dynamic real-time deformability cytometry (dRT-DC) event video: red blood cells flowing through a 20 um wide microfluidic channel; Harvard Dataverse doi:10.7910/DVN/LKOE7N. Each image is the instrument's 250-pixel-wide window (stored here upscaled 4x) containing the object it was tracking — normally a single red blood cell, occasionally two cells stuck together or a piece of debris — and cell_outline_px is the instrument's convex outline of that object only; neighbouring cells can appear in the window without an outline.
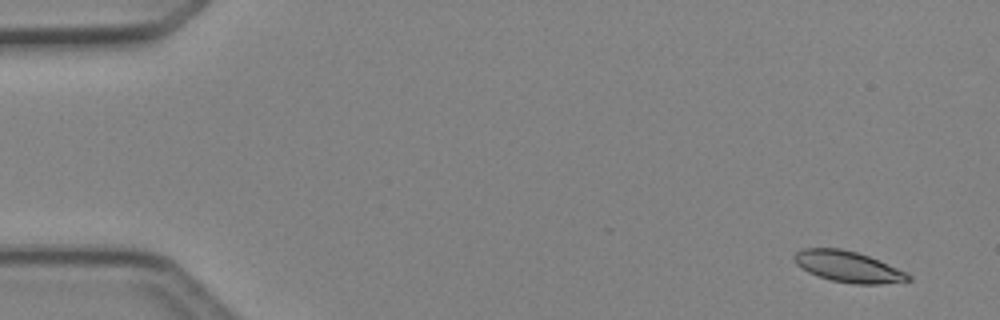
{"species": "Egyptian fruit bat (a non-hibernating species)", "species_latin": "Rousettus aegyptiacus", "temperature_condition": "cold", "stored_images_in_passage": 49, "camera_frame_rate_fps": 3000, "um_per_image_px": 0.085, "animal": {"sex": "female"}, "frame": {"image": 1, "passage_image": 3, "time_ms": 0.667, "image_size_px": [1000, 320], "cell_outline_px": [[912, 280], [880, 284], [856, 284], [832, 280], [808, 272], [796, 264], [792, 256], [796, 252], [804, 248], [840, 248], [856, 252], [868, 256], [908, 272], [912, 276]], "centroid_in_image_um": [72.11, 22.66], "position_along_channel_um": 12.9, "area_um2": 20.52}}
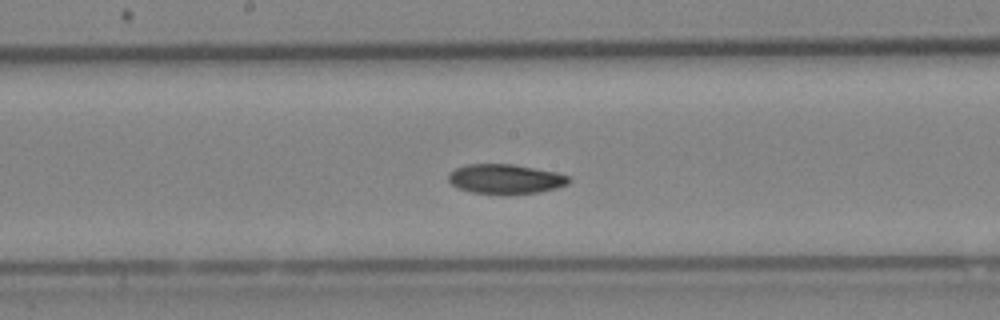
{"frame": {"image": 2, "passage_image": 26, "time_ms": 8.333, "image_size_px": [1000, 320], "cell_outline_px": [[572, 180], [568, 184], [556, 188], [536, 192], [500, 196], [472, 192], [460, 188], [452, 184], [448, 180], [448, 176], [456, 168], [468, 164], [512, 164], [556, 172], [568, 176]], "centroid_in_image_um": [42.97, 15.23], "position_along_channel_um": 205.2, "area_um2": 20.92}}
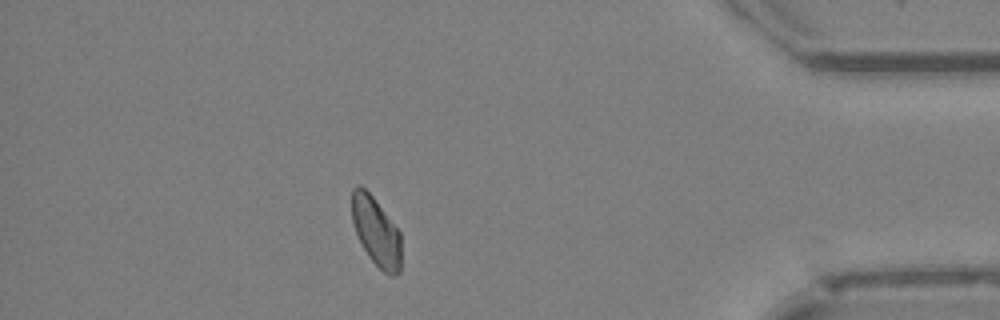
{"frame": {"image": 3, "passage_image": 43, "time_ms": 14.0, "image_size_px": [1000, 320], "cell_outline_px": [[400, 272], [396, 276], [392, 276], [384, 272], [368, 256], [356, 232], [352, 220], [352, 188], [356, 184], [360, 184], [372, 196], [400, 232]], "centroid_in_image_um": [31.96, 19.67], "position_along_channel_um": 403.2, "area_um2": 19.48}, "authors_computed_cell_mechanics": {"area_um2": 20.6924, "velocity_mm_per_s": 4.2058, "shape_relaxation_time_tau1_ms": 4.8977, "shape_relaxation_time_tau2_ms": 9.1475, "deformation_change_tau1": 0.114, "deformation_change_tau2": 0.1215}}